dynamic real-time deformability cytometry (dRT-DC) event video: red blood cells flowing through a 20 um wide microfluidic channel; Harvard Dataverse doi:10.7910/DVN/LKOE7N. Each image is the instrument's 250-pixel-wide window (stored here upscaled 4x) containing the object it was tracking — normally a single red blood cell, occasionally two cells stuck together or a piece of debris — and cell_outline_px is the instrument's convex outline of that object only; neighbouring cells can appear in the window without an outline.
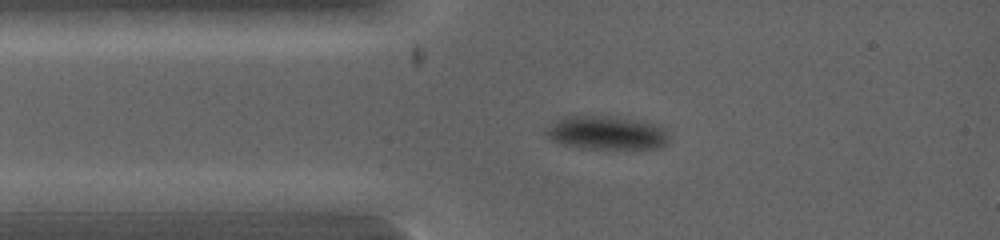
{"species": "common noctule bat (a hibernating species)", "species_latin": "Nyctalus noctula", "temperature_condition": "warm", "stored_images_in_passage": 1, "camera_frame_rate_fps": 5000, "um_per_image_px": 0.085, "animal": {"sex": "female", "body_mass_g": 19.0, "forearm_length_mm": 53.3}, "frame": {"image": 1, "passage_image": 1, "time_ms": 0.0, "image_size_px": [1000, 240], "cell_outline_px": [[668, 144], [660, 148], [584, 148], [564, 144], [552, 140], [544, 132], [544, 128], [548, 124], [560, 116], [608, 116], [660, 124], [664, 128], [668, 136]], "centroid_in_image_um": [51.53, 11.27], "position_along_channel_um": 33.5, "area_um2": 24.16}}